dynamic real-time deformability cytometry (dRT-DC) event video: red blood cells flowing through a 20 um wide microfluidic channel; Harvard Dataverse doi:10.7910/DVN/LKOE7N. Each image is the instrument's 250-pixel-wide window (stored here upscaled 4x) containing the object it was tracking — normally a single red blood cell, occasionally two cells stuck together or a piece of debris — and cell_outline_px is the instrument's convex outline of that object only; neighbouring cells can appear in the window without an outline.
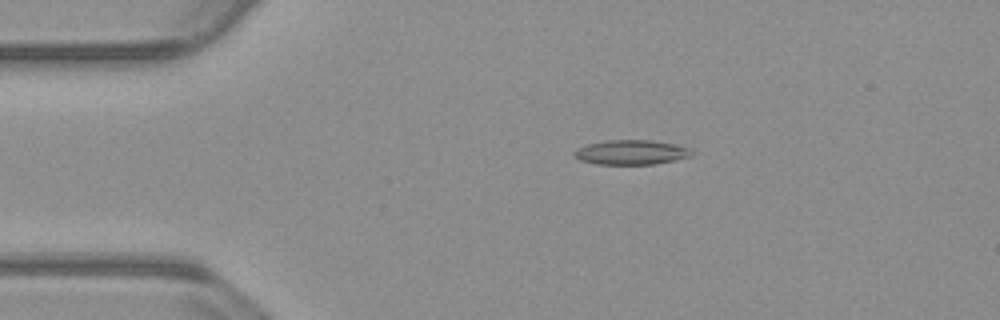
{"species": "common noctule bat (a hibernating species)", "species_latin": "Nyctalus noctula", "temperature_condition": "warm", "stored_images_in_passage": 54, "camera_frame_rate_fps": 3000, "um_per_image_px": 0.085, "animal": {"sex": "male", "body_mass_g": 23.1, "forearm_length_mm": 52.7}, "frame": {"image": 1, "passage_image": 11, "time_ms": 3.333, "image_size_px": [1000, 320], "cell_outline_px": [[692, 156], [676, 160], [656, 164], [596, 164], [580, 160], [572, 156], [572, 152], [576, 148], [588, 144], [608, 140], [652, 140], [676, 144], [692, 148]], "centroid_in_image_um": [53.66, 12.94], "position_along_channel_um": 31.3, "area_um2": 17.11}}
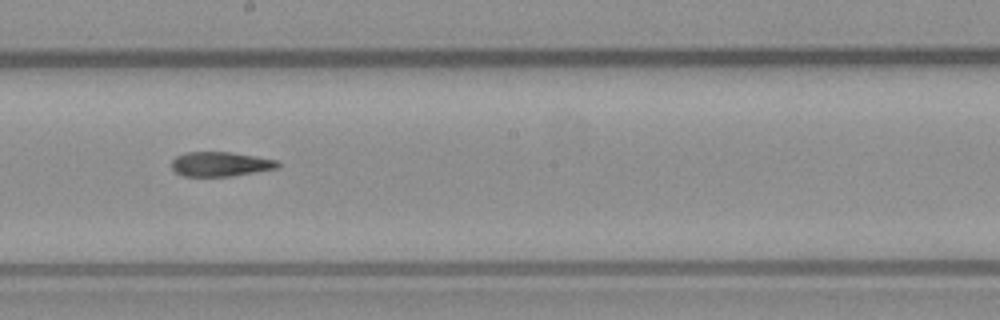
{"frame": {"image": 2, "passage_image": 30, "time_ms": 9.667, "image_size_px": [1000, 320], "cell_outline_px": [[280, 168], [232, 176], [184, 176], [176, 172], [172, 168], [172, 160], [176, 156], [184, 152], [232, 152], [256, 156], [276, 160], [280, 164]], "centroid_in_image_um": [18.75, 13.94], "position_along_channel_um": 229.4, "area_um2": 15.26}}
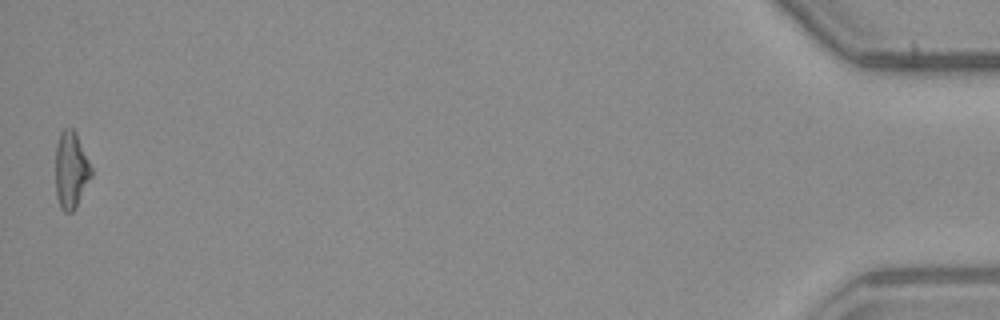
{"frame": {"image": 3, "passage_image": 54, "time_ms": 17.667, "image_size_px": [1000, 320], "cell_outline_px": [[92, 176], [76, 208], [72, 212], [64, 212], [60, 208], [56, 196], [56, 144], [60, 132], [64, 128], [72, 128], [76, 132], [92, 168]], "centroid_in_image_um": [6.04, 14.47], "position_along_channel_um": 429.2, "area_um2": 16.18}, "authors_computed_cell_mechanics": {"area_um2": 16.1551, "velocity_mm_per_s": 3.8158, "shape_relaxation_time_tau1_ms": null, "shape_relaxation_time_tau2_ms": 6.2449, "deformation_change_tau1": null, "deformation_change_tau2": 0.1693}}